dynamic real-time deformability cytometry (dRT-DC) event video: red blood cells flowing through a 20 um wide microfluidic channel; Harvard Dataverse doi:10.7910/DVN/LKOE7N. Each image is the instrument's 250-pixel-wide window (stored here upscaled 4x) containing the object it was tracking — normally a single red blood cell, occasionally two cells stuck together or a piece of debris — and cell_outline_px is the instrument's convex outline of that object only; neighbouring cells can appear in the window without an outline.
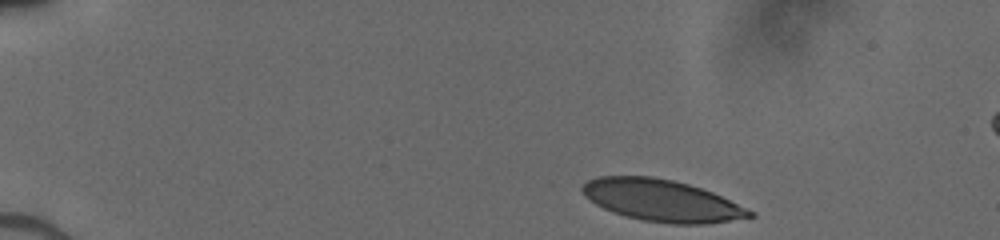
{"species": "human", "species_latin": "Homo sapiens", "temperature_condition": "cold", "stored_images_in_passage": 22, "camera_frame_rate_fps": 3000, "um_per_image_px": 0.085, "donor": {"sex": "male"}, "frame": {"image": 1, "passage_image": 1, "time_ms": 0.0, "image_size_px": [1000, 240], "cell_outline_px": [[756, 216], [708, 224], [668, 224], [640, 220], [624, 216], [612, 212], [596, 204], [584, 196], [580, 192], [580, 188], [588, 180], [596, 176], [652, 176], [672, 180], [688, 184], [712, 192], [756, 212]], "centroid_in_image_um": [56.23, 17.05], "position_along_channel_um": 28.8, "area_um2": 40.98}}
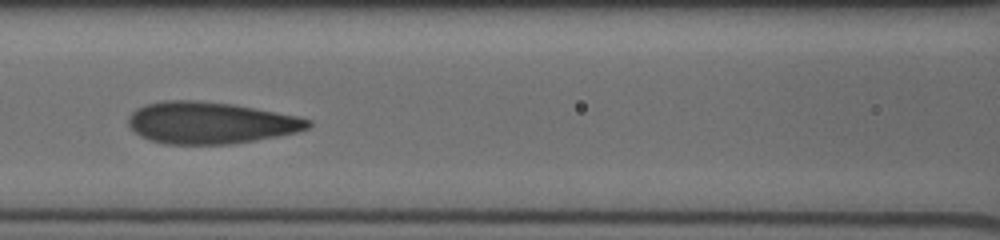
{"frame": {"image": 2, "passage_image": 14, "time_ms": 5.333, "image_size_px": [1000, 240], "cell_outline_px": [[312, 124], [308, 128], [296, 132], [256, 140], [232, 144], [164, 144], [140, 136], [128, 124], [128, 120], [132, 112], [136, 108], [148, 104], [164, 100], [196, 100], [232, 104], [296, 116], [312, 120]], "centroid_in_image_um": [17.87, 10.44], "position_along_channel_um": 148.7, "area_um2": 43.47}}
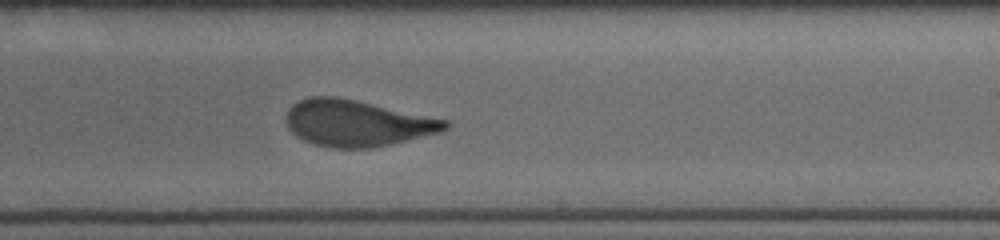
{"frame": {"image": 3, "passage_image": 22, "time_ms": 8.0, "image_size_px": [1000, 240], "cell_outline_px": [[452, 124], [448, 128], [440, 132], [392, 144], [372, 148], [328, 148], [312, 144], [296, 136], [288, 128], [284, 120], [288, 108], [292, 104], [300, 100], [312, 96], [336, 96], [356, 100], [448, 120]], "centroid_in_image_um": [30.31, 10.47], "position_along_channel_um": 258.7, "area_um2": 43.23}}